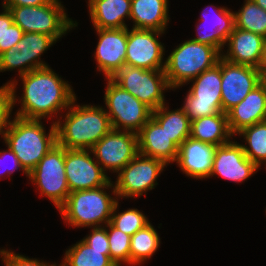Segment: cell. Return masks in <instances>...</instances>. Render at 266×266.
<instances>
[{
    "mask_svg": "<svg viewBox=\"0 0 266 266\" xmlns=\"http://www.w3.org/2000/svg\"><path fill=\"white\" fill-rule=\"evenodd\" d=\"M19 79L23 84L21 98L16 94L17 80L11 79L7 82L13 91L14 105H17V101L21 103L17 113L15 112L17 117L36 120L48 118L51 120L56 116L58 120L61 116L59 113L63 114V110L66 111L76 98V94L68 81L66 82L49 66L32 70L19 76Z\"/></svg>",
    "mask_w": 266,
    "mask_h": 266,
    "instance_id": "6da1fadb",
    "label": "cell"
},
{
    "mask_svg": "<svg viewBox=\"0 0 266 266\" xmlns=\"http://www.w3.org/2000/svg\"><path fill=\"white\" fill-rule=\"evenodd\" d=\"M76 101L77 98L66 109L65 116L61 115L60 119L54 121L57 144L66 149L91 150L112 130L110 118L105 107L94 104L79 105Z\"/></svg>",
    "mask_w": 266,
    "mask_h": 266,
    "instance_id": "7a4b0ae2",
    "label": "cell"
},
{
    "mask_svg": "<svg viewBox=\"0 0 266 266\" xmlns=\"http://www.w3.org/2000/svg\"><path fill=\"white\" fill-rule=\"evenodd\" d=\"M106 189L112 190L111 194L107 193ZM117 201L119 200L115 186L110 180L98 188L69 193L67 200L58 210L69 227H102L110 222Z\"/></svg>",
    "mask_w": 266,
    "mask_h": 266,
    "instance_id": "3957f363",
    "label": "cell"
},
{
    "mask_svg": "<svg viewBox=\"0 0 266 266\" xmlns=\"http://www.w3.org/2000/svg\"><path fill=\"white\" fill-rule=\"evenodd\" d=\"M42 123L41 120L14 116L4 136L6 147L14 152L28 173L57 144L55 122L50 125L48 134Z\"/></svg>",
    "mask_w": 266,
    "mask_h": 266,
    "instance_id": "277c9868",
    "label": "cell"
},
{
    "mask_svg": "<svg viewBox=\"0 0 266 266\" xmlns=\"http://www.w3.org/2000/svg\"><path fill=\"white\" fill-rule=\"evenodd\" d=\"M220 58L221 53L215 47L191 39L184 41L165 58L164 71L169 86L175 91L214 67Z\"/></svg>",
    "mask_w": 266,
    "mask_h": 266,
    "instance_id": "5b68a950",
    "label": "cell"
},
{
    "mask_svg": "<svg viewBox=\"0 0 266 266\" xmlns=\"http://www.w3.org/2000/svg\"><path fill=\"white\" fill-rule=\"evenodd\" d=\"M60 0L40 6H16L9 10L13 22L25 32L43 33L52 36L56 41L78 26L70 19Z\"/></svg>",
    "mask_w": 266,
    "mask_h": 266,
    "instance_id": "8992f818",
    "label": "cell"
},
{
    "mask_svg": "<svg viewBox=\"0 0 266 266\" xmlns=\"http://www.w3.org/2000/svg\"><path fill=\"white\" fill-rule=\"evenodd\" d=\"M153 111L166 103L164 91L172 90L164 70H147L122 63L109 77Z\"/></svg>",
    "mask_w": 266,
    "mask_h": 266,
    "instance_id": "52a82bcc",
    "label": "cell"
},
{
    "mask_svg": "<svg viewBox=\"0 0 266 266\" xmlns=\"http://www.w3.org/2000/svg\"><path fill=\"white\" fill-rule=\"evenodd\" d=\"M104 95L112 129L138 133L152 117L153 110L109 78Z\"/></svg>",
    "mask_w": 266,
    "mask_h": 266,
    "instance_id": "ba28073f",
    "label": "cell"
},
{
    "mask_svg": "<svg viewBox=\"0 0 266 266\" xmlns=\"http://www.w3.org/2000/svg\"><path fill=\"white\" fill-rule=\"evenodd\" d=\"M192 85L182 106L184 113L194 119L223 112L221 101V58L211 69L190 80Z\"/></svg>",
    "mask_w": 266,
    "mask_h": 266,
    "instance_id": "9c48e42d",
    "label": "cell"
},
{
    "mask_svg": "<svg viewBox=\"0 0 266 266\" xmlns=\"http://www.w3.org/2000/svg\"><path fill=\"white\" fill-rule=\"evenodd\" d=\"M30 182L39 190L40 197H47L57 209L70 193L64 164V147L56 144L29 172Z\"/></svg>",
    "mask_w": 266,
    "mask_h": 266,
    "instance_id": "30bf717a",
    "label": "cell"
},
{
    "mask_svg": "<svg viewBox=\"0 0 266 266\" xmlns=\"http://www.w3.org/2000/svg\"><path fill=\"white\" fill-rule=\"evenodd\" d=\"M167 165L156 158L138 154L116 175L114 183L118 200L138 198L155 188L158 177Z\"/></svg>",
    "mask_w": 266,
    "mask_h": 266,
    "instance_id": "8fae6325",
    "label": "cell"
},
{
    "mask_svg": "<svg viewBox=\"0 0 266 266\" xmlns=\"http://www.w3.org/2000/svg\"><path fill=\"white\" fill-rule=\"evenodd\" d=\"M91 151L103 171L118 173L138 154V137L130 131L112 129Z\"/></svg>",
    "mask_w": 266,
    "mask_h": 266,
    "instance_id": "7c38bea8",
    "label": "cell"
},
{
    "mask_svg": "<svg viewBox=\"0 0 266 266\" xmlns=\"http://www.w3.org/2000/svg\"><path fill=\"white\" fill-rule=\"evenodd\" d=\"M91 152V150L64 147L65 174L70 193L98 188L111 180L106 174L108 172L103 171Z\"/></svg>",
    "mask_w": 266,
    "mask_h": 266,
    "instance_id": "4fadbf2b",
    "label": "cell"
},
{
    "mask_svg": "<svg viewBox=\"0 0 266 266\" xmlns=\"http://www.w3.org/2000/svg\"><path fill=\"white\" fill-rule=\"evenodd\" d=\"M165 34L157 30L127 27L126 63L147 70H164L166 61L164 43L158 37Z\"/></svg>",
    "mask_w": 266,
    "mask_h": 266,
    "instance_id": "5bb4252c",
    "label": "cell"
},
{
    "mask_svg": "<svg viewBox=\"0 0 266 266\" xmlns=\"http://www.w3.org/2000/svg\"><path fill=\"white\" fill-rule=\"evenodd\" d=\"M258 68L233 64L221 58V101L227 113L239 104L247 94L260 84Z\"/></svg>",
    "mask_w": 266,
    "mask_h": 266,
    "instance_id": "9a60e30c",
    "label": "cell"
},
{
    "mask_svg": "<svg viewBox=\"0 0 266 266\" xmlns=\"http://www.w3.org/2000/svg\"><path fill=\"white\" fill-rule=\"evenodd\" d=\"M198 21L199 23L196 24L197 37L191 38V40L208 44L222 53L225 41L235 28V13L227 7L211 4L203 9Z\"/></svg>",
    "mask_w": 266,
    "mask_h": 266,
    "instance_id": "2e32d148",
    "label": "cell"
},
{
    "mask_svg": "<svg viewBox=\"0 0 266 266\" xmlns=\"http://www.w3.org/2000/svg\"><path fill=\"white\" fill-rule=\"evenodd\" d=\"M259 168L245 155L237 141L217 146L210 178L218 175L230 182L242 183L249 180Z\"/></svg>",
    "mask_w": 266,
    "mask_h": 266,
    "instance_id": "e0dca14e",
    "label": "cell"
},
{
    "mask_svg": "<svg viewBox=\"0 0 266 266\" xmlns=\"http://www.w3.org/2000/svg\"><path fill=\"white\" fill-rule=\"evenodd\" d=\"M95 30L99 36L94 52L97 69L109 78L126 60L127 27Z\"/></svg>",
    "mask_w": 266,
    "mask_h": 266,
    "instance_id": "ac0fdd59",
    "label": "cell"
},
{
    "mask_svg": "<svg viewBox=\"0 0 266 266\" xmlns=\"http://www.w3.org/2000/svg\"><path fill=\"white\" fill-rule=\"evenodd\" d=\"M217 146L188 137L179 149L176 159L177 166L193 179L210 178L213 159Z\"/></svg>",
    "mask_w": 266,
    "mask_h": 266,
    "instance_id": "d6986e66",
    "label": "cell"
},
{
    "mask_svg": "<svg viewBox=\"0 0 266 266\" xmlns=\"http://www.w3.org/2000/svg\"><path fill=\"white\" fill-rule=\"evenodd\" d=\"M265 39L262 35L234 28L225 41L227 51L221 53V58L233 63L248 65L258 68L262 55Z\"/></svg>",
    "mask_w": 266,
    "mask_h": 266,
    "instance_id": "ffe728a7",
    "label": "cell"
},
{
    "mask_svg": "<svg viewBox=\"0 0 266 266\" xmlns=\"http://www.w3.org/2000/svg\"><path fill=\"white\" fill-rule=\"evenodd\" d=\"M139 154L163 161L167 166L176 161L179 147L151 117L137 133Z\"/></svg>",
    "mask_w": 266,
    "mask_h": 266,
    "instance_id": "44dd1931",
    "label": "cell"
},
{
    "mask_svg": "<svg viewBox=\"0 0 266 266\" xmlns=\"http://www.w3.org/2000/svg\"><path fill=\"white\" fill-rule=\"evenodd\" d=\"M230 132L235 136L243 128L266 121V91L260 83L227 112Z\"/></svg>",
    "mask_w": 266,
    "mask_h": 266,
    "instance_id": "7402d4cb",
    "label": "cell"
},
{
    "mask_svg": "<svg viewBox=\"0 0 266 266\" xmlns=\"http://www.w3.org/2000/svg\"><path fill=\"white\" fill-rule=\"evenodd\" d=\"M169 0H131L133 29L165 32L170 21Z\"/></svg>",
    "mask_w": 266,
    "mask_h": 266,
    "instance_id": "603a6c76",
    "label": "cell"
},
{
    "mask_svg": "<svg viewBox=\"0 0 266 266\" xmlns=\"http://www.w3.org/2000/svg\"><path fill=\"white\" fill-rule=\"evenodd\" d=\"M87 4L94 28L128 27L125 20L130 19L131 0H88Z\"/></svg>",
    "mask_w": 266,
    "mask_h": 266,
    "instance_id": "cb8c5ba5",
    "label": "cell"
},
{
    "mask_svg": "<svg viewBox=\"0 0 266 266\" xmlns=\"http://www.w3.org/2000/svg\"><path fill=\"white\" fill-rule=\"evenodd\" d=\"M227 113L200 117L191 121L190 137L202 142L220 146L231 141Z\"/></svg>",
    "mask_w": 266,
    "mask_h": 266,
    "instance_id": "d4e9b609",
    "label": "cell"
},
{
    "mask_svg": "<svg viewBox=\"0 0 266 266\" xmlns=\"http://www.w3.org/2000/svg\"><path fill=\"white\" fill-rule=\"evenodd\" d=\"M56 42L52 36L43 33L25 32L22 39L16 44V48L21 52L23 75L32 70L49 66L40 57Z\"/></svg>",
    "mask_w": 266,
    "mask_h": 266,
    "instance_id": "484cf974",
    "label": "cell"
},
{
    "mask_svg": "<svg viewBox=\"0 0 266 266\" xmlns=\"http://www.w3.org/2000/svg\"><path fill=\"white\" fill-rule=\"evenodd\" d=\"M167 103L152 112V118L166 131L171 140L180 147L181 143L190 136L191 120L181 108L169 109Z\"/></svg>",
    "mask_w": 266,
    "mask_h": 266,
    "instance_id": "4316f807",
    "label": "cell"
},
{
    "mask_svg": "<svg viewBox=\"0 0 266 266\" xmlns=\"http://www.w3.org/2000/svg\"><path fill=\"white\" fill-rule=\"evenodd\" d=\"M58 266H116L110 259L109 249L92 248L83 240L76 242L65 251Z\"/></svg>",
    "mask_w": 266,
    "mask_h": 266,
    "instance_id": "83f0119b",
    "label": "cell"
},
{
    "mask_svg": "<svg viewBox=\"0 0 266 266\" xmlns=\"http://www.w3.org/2000/svg\"><path fill=\"white\" fill-rule=\"evenodd\" d=\"M160 240L159 234L151 222L138 230L130 240V265L140 266L147 259L152 258L160 247Z\"/></svg>",
    "mask_w": 266,
    "mask_h": 266,
    "instance_id": "f1b7e54d",
    "label": "cell"
},
{
    "mask_svg": "<svg viewBox=\"0 0 266 266\" xmlns=\"http://www.w3.org/2000/svg\"><path fill=\"white\" fill-rule=\"evenodd\" d=\"M236 135L246 141L247 145L241 144L246 157L258 168L266 165V121L245 127Z\"/></svg>",
    "mask_w": 266,
    "mask_h": 266,
    "instance_id": "f546056e",
    "label": "cell"
},
{
    "mask_svg": "<svg viewBox=\"0 0 266 266\" xmlns=\"http://www.w3.org/2000/svg\"><path fill=\"white\" fill-rule=\"evenodd\" d=\"M235 27L266 38V11L253 0H244L242 8L235 11Z\"/></svg>",
    "mask_w": 266,
    "mask_h": 266,
    "instance_id": "4dcf8cb0",
    "label": "cell"
},
{
    "mask_svg": "<svg viewBox=\"0 0 266 266\" xmlns=\"http://www.w3.org/2000/svg\"><path fill=\"white\" fill-rule=\"evenodd\" d=\"M118 206L119 202L117 201L112 211L110 223L125 234L132 236L150 223L147 216L141 210L129 208L123 212H119Z\"/></svg>",
    "mask_w": 266,
    "mask_h": 266,
    "instance_id": "1f68e13d",
    "label": "cell"
},
{
    "mask_svg": "<svg viewBox=\"0 0 266 266\" xmlns=\"http://www.w3.org/2000/svg\"><path fill=\"white\" fill-rule=\"evenodd\" d=\"M107 235L110 251V259L116 266L130 264V240L131 236L107 223Z\"/></svg>",
    "mask_w": 266,
    "mask_h": 266,
    "instance_id": "d6a6232c",
    "label": "cell"
},
{
    "mask_svg": "<svg viewBox=\"0 0 266 266\" xmlns=\"http://www.w3.org/2000/svg\"><path fill=\"white\" fill-rule=\"evenodd\" d=\"M14 107L13 91L10 84L0 86V135L4 140V136L12 122V110Z\"/></svg>",
    "mask_w": 266,
    "mask_h": 266,
    "instance_id": "836d02e7",
    "label": "cell"
},
{
    "mask_svg": "<svg viewBox=\"0 0 266 266\" xmlns=\"http://www.w3.org/2000/svg\"><path fill=\"white\" fill-rule=\"evenodd\" d=\"M0 258L5 266H58L56 263L50 264L43 260L40 261L36 258L20 255L10 249H0Z\"/></svg>",
    "mask_w": 266,
    "mask_h": 266,
    "instance_id": "e575fe53",
    "label": "cell"
},
{
    "mask_svg": "<svg viewBox=\"0 0 266 266\" xmlns=\"http://www.w3.org/2000/svg\"><path fill=\"white\" fill-rule=\"evenodd\" d=\"M17 69V75H23V62L21 52L16 48L12 47L0 55V72L13 71Z\"/></svg>",
    "mask_w": 266,
    "mask_h": 266,
    "instance_id": "d590c367",
    "label": "cell"
},
{
    "mask_svg": "<svg viewBox=\"0 0 266 266\" xmlns=\"http://www.w3.org/2000/svg\"><path fill=\"white\" fill-rule=\"evenodd\" d=\"M7 148V150L0 151V178L5 176L4 174H6V176H10L15 170L19 169H21L26 177H29V173L21 165L14 152L9 147ZM9 161L12 163V165L8 163ZM8 165L10 166L8 167Z\"/></svg>",
    "mask_w": 266,
    "mask_h": 266,
    "instance_id": "8d00e7d4",
    "label": "cell"
},
{
    "mask_svg": "<svg viewBox=\"0 0 266 266\" xmlns=\"http://www.w3.org/2000/svg\"><path fill=\"white\" fill-rule=\"evenodd\" d=\"M82 240L92 248L109 249L107 224L102 227H93L90 234Z\"/></svg>",
    "mask_w": 266,
    "mask_h": 266,
    "instance_id": "74e56055",
    "label": "cell"
},
{
    "mask_svg": "<svg viewBox=\"0 0 266 266\" xmlns=\"http://www.w3.org/2000/svg\"><path fill=\"white\" fill-rule=\"evenodd\" d=\"M23 34L24 31L13 22L6 29L4 35V52L12 47H16V44L22 39Z\"/></svg>",
    "mask_w": 266,
    "mask_h": 266,
    "instance_id": "f35d334b",
    "label": "cell"
},
{
    "mask_svg": "<svg viewBox=\"0 0 266 266\" xmlns=\"http://www.w3.org/2000/svg\"><path fill=\"white\" fill-rule=\"evenodd\" d=\"M0 12V55L4 53V35L6 29L13 23V17L9 9L2 7Z\"/></svg>",
    "mask_w": 266,
    "mask_h": 266,
    "instance_id": "ab89813d",
    "label": "cell"
},
{
    "mask_svg": "<svg viewBox=\"0 0 266 266\" xmlns=\"http://www.w3.org/2000/svg\"><path fill=\"white\" fill-rule=\"evenodd\" d=\"M52 0H3L2 7L9 9L16 6H40L50 3Z\"/></svg>",
    "mask_w": 266,
    "mask_h": 266,
    "instance_id": "60d3db41",
    "label": "cell"
},
{
    "mask_svg": "<svg viewBox=\"0 0 266 266\" xmlns=\"http://www.w3.org/2000/svg\"><path fill=\"white\" fill-rule=\"evenodd\" d=\"M258 69H266V39L263 46V55Z\"/></svg>",
    "mask_w": 266,
    "mask_h": 266,
    "instance_id": "b9f144b4",
    "label": "cell"
},
{
    "mask_svg": "<svg viewBox=\"0 0 266 266\" xmlns=\"http://www.w3.org/2000/svg\"><path fill=\"white\" fill-rule=\"evenodd\" d=\"M260 72V82L264 86L266 91V69H258Z\"/></svg>",
    "mask_w": 266,
    "mask_h": 266,
    "instance_id": "7bdbcfd3",
    "label": "cell"
},
{
    "mask_svg": "<svg viewBox=\"0 0 266 266\" xmlns=\"http://www.w3.org/2000/svg\"><path fill=\"white\" fill-rule=\"evenodd\" d=\"M259 7L266 11V0H253Z\"/></svg>",
    "mask_w": 266,
    "mask_h": 266,
    "instance_id": "ee69618b",
    "label": "cell"
}]
</instances>
